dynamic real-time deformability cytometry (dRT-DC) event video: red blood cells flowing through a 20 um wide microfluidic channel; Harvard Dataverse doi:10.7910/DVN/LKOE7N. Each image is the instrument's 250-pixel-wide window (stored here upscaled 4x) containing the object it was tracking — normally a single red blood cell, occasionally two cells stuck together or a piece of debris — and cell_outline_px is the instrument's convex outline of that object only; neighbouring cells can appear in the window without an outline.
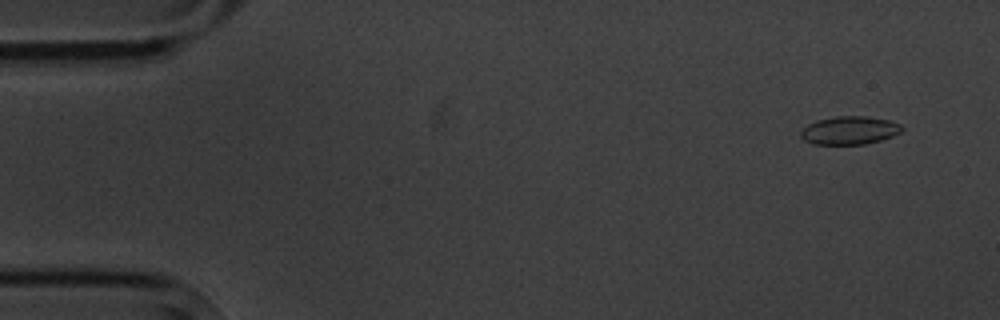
{"species": "common noctule bat (a hibernating species)", "species_latin": "Nyctalus noctula", "temperature_condition": "cold", "stored_images_in_passage": 9, "camera_frame_rate_fps": 3000, "um_per_image_px": 0.085, "animal": {"sex": "male", "body_mass_g": 20.1, "forearm_length_mm": 53.5}, "frame": {"image": 1, "passage_image": 1, "time_ms": 0.0, "image_size_px": [1000, 320], "cell_outline_px": [[904, 128], [900, 132], [892, 136], [880, 140], [864, 144], [812, 144], [804, 140], [800, 136], [800, 132], [808, 124], [816, 120], [836, 116], [864, 116], [888, 120], [900, 124]], "centroid_in_image_um": [72.19, 11.08], "position_along_channel_um": 12.8, "area_um2": 16.53}}
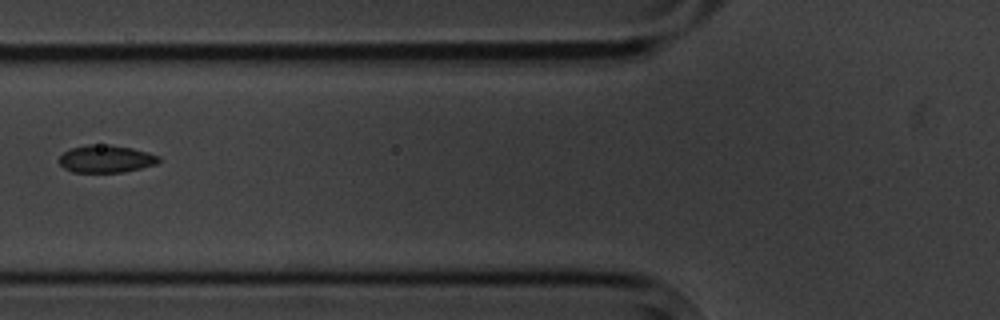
{"frame": {"image": 2, "passage_image": 6, "time_ms": 6.0, "image_size_px": [1000, 320], "cell_outline_px": [[160, 160], [156, 164], [124, 172], [72, 172], [64, 168], [60, 164], [60, 156], [64, 152], [72, 148], [88, 144], [108, 144], [132, 148], [148, 152], [160, 156]], "centroid_in_image_um": [9.02, 13.5], "position_along_channel_um": 116.8, "area_um2": 15.95}}
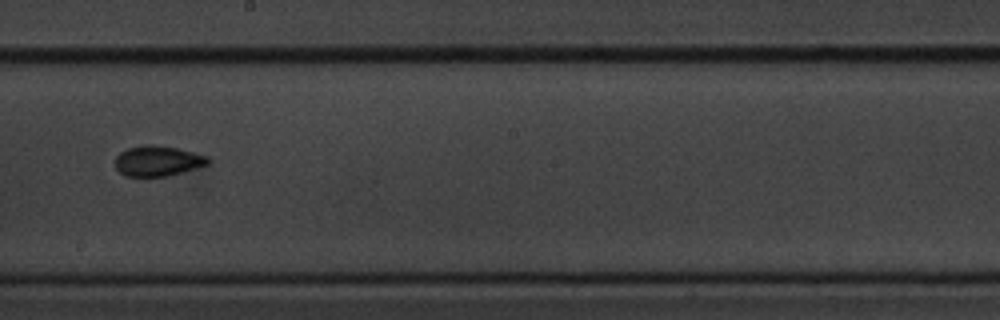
{"frame": {"image": 3, "passage_image": 9, "time_ms": 9.333, "image_size_px": [1000, 320], "cell_outline_px": [[208, 164], [168, 176], [124, 176], [116, 168], [116, 156], [120, 152], [128, 148], [144, 144], [152, 144], [176, 148], [208, 156]], "centroid_in_image_um": [13.37, 13.67], "position_along_channel_um": 234.8, "area_um2": 16.24}}